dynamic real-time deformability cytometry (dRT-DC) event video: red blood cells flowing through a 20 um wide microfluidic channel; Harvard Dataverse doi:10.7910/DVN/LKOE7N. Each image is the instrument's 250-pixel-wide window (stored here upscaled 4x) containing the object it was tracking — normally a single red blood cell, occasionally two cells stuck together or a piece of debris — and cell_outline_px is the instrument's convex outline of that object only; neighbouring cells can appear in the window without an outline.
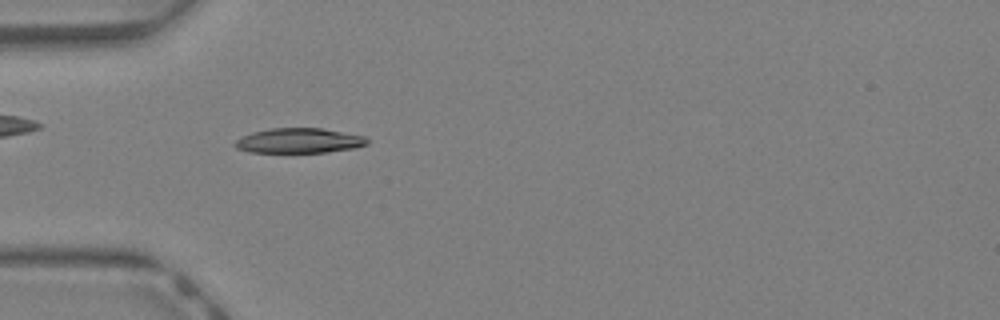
{"species": "Egyptian fruit bat (a non-hibernating species)", "species_latin": "Rousettus aegyptiacus", "temperature_condition": "warm", "stored_images_in_passage": 42, "camera_frame_rate_fps": 3000, "um_per_image_px": 0.085, "animal": {"sex": "female"}, "frame": {"image": 1, "passage_image": 13, "time_ms": 4.0, "image_size_px": [1000, 320], "cell_outline_px": [[368, 144], [356, 148], [328, 152], [248, 152], [236, 148], [232, 144], [240, 136], [252, 132], [268, 128], [320, 128], [364, 136], [368, 140]], "centroid_in_image_um": [25.37, 11.96], "position_along_channel_um": 59.6, "area_um2": 19.31}}
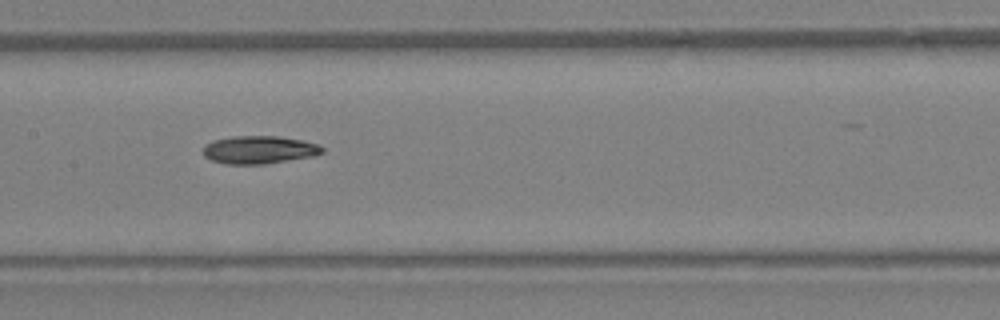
{"frame": {"image": 2, "passage_image": 21, "time_ms": 6.667, "image_size_px": [1000, 320], "cell_outline_px": [[324, 152], [312, 156], [264, 164], [228, 164], [212, 160], [204, 156], [204, 144], [212, 140], [232, 136], [276, 136], [300, 140], [316, 144], [324, 148]], "centroid_in_image_um": [21.99, 12.73], "position_along_channel_um": 185.4, "area_um2": 19.19}}
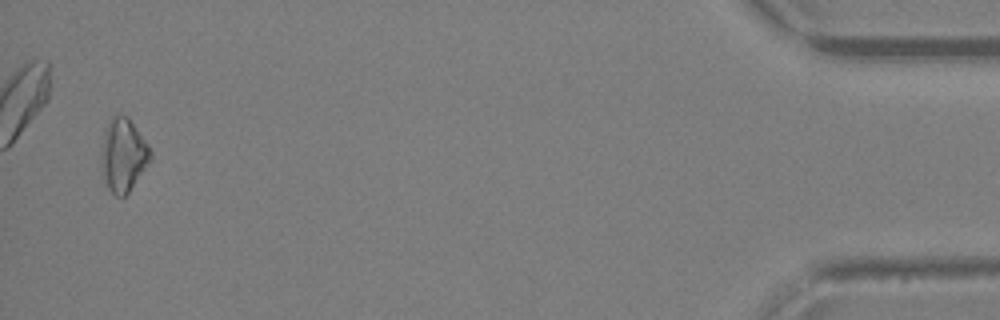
{"frame": {"image": 3, "passage_image": 41, "time_ms": 13.333, "image_size_px": [1000, 320], "cell_outline_px": [[152, 160], [128, 192], [124, 196], [116, 196], [108, 188], [100, 172], [100, 152], [104, 132], [108, 120], [112, 116], [128, 116], [148, 144], [152, 152]], "centroid_in_image_um": [10.46, 13.18], "position_along_channel_um": 424.7, "area_um2": 21.33}}